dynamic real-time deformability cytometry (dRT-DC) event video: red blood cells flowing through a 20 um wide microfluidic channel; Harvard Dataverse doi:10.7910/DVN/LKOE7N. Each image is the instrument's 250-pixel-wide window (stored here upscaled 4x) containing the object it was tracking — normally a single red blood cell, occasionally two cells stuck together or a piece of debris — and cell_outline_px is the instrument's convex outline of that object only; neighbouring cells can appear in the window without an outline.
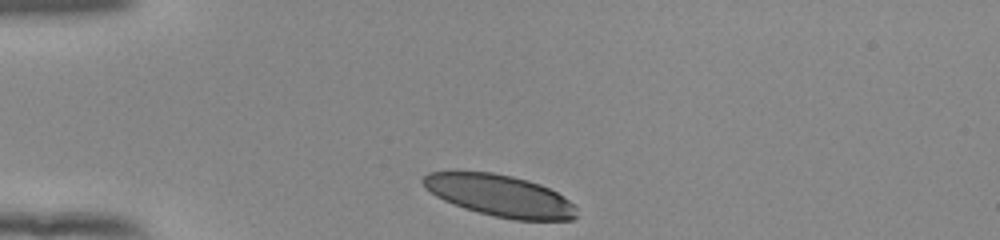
{"species": "human", "species_latin": "Homo sapiens", "temperature_condition": "room temperature", "stored_images_in_passage": 32, "camera_frame_rate_fps": 3000, "um_per_image_px": 0.085, "donor": {"sex": "female"}, "frame": {"image": 1, "passage_image": 1, "time_ms": 0.0, "image_size_px": [1000, 240], "cell_outline_px": [[576, 216], [572, 220], [512, 220], [464, 208], [452, 204], [436, 196], [424, 188], [420, 180], [428, 172], [492, 172], [512, 176], [528, 180], [540, 184], [564, 196], [576, 208]], "centroid_in_image_um": [42.47, 16.63], "position_along_channel_um": 42.5, "area_um2": 37.17}}
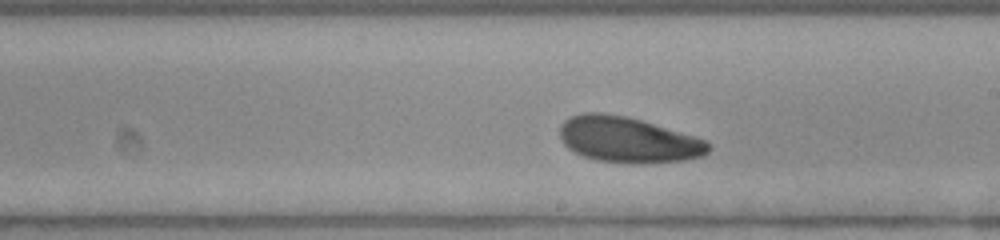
{"frame": {"image": 2, "passage_image": 19, "time_ms": 6.0, "image_size_px": [1000, 240], "cell_outline_px": [[712, 148], [708, 152], [700, 156], [688, 160], [636, 164], [632, 164], [596, 160], [584, 156], [568, 148], [564, 144], [560, 136], [560, 124], [564, 120], [572, 116], [584, 112], [600, 112], [628, 116], [692, 136], [704, 140]], "centroid_in_image_um": [53.35, 11.88], "position_along_channel_um": 235.7, "area_um2": 39.42}}
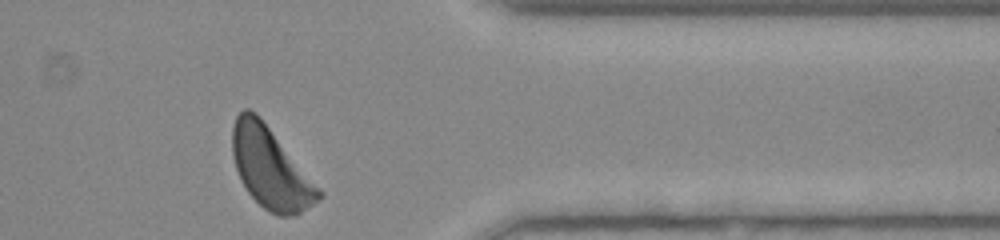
{"frame": {"image": 3, "passage_image": 32, "time_ms": 10.333, "image_size_px": [1000, 240], "cell_outline_px": [[324, 196], [320, 200], [300, 212], [292, 216], [280, 216], [264, 208], [248, 192], [240, 180], [232, 156], [232, 124], [236, 116], [244, 108], [248, 108], [256, 112], [260, 116], [324, 192]], "centroid_in_image_um": [22.99, 14.26], "position_along_channel_um": 388.4, "area_um2": 40.75}, "authors_computed_cell_mechanics": {"area_um2": 39.3329, "velocity_mm_per_s": 3.8084, "shape_relaxation_time_tau1_ms": 1.9146, "shape_relaxation_time_tau2_ms": null, "deformation_change_tau1": 0.0949, "deformation_change_tau2": null}}